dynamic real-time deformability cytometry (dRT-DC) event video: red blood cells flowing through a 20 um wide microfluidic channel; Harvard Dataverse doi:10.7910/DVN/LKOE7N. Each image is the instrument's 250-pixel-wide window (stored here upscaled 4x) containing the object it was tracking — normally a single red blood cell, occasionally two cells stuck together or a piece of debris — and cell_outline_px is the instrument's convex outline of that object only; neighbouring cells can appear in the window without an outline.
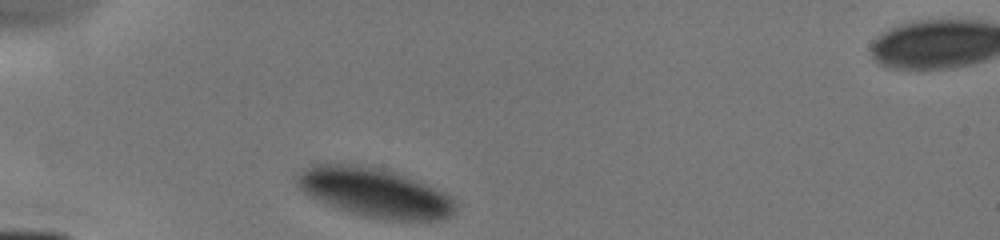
{"species": "human", "species_latin": "Homo sapiens", "temperature_condition": "cold", "stored_images_in_passage": 5, "camera_frame_rate_fps": 3000, "um_per_image_px": 0.085, "donor": {"sex": "male"}, "frame": {"image": 1, "passage_image": 1, "time_ms": 0.0, "image_size_px": [1000, 240], "cell_outline_px": [[456, 212], [440, 220], [384, 220], [360, 216], [336, 208], [308, 196], [296, 184], [296, 176], [300, 168], [316, 164], [360, 164], [384, 168], [416, 180], [444, 192], [452, 196], [456, 200]], "centroid_in_image_um": [31.83, 16.37], "position_along_channel_um": 53.2, "area_um2": 46.01}}
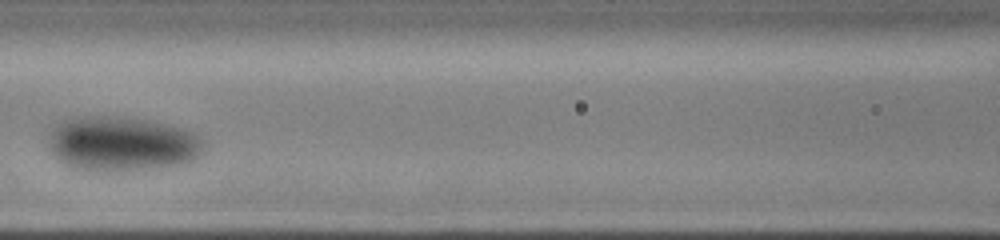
{"frame": {"image": 2, "passage_image": 4, "time_ms": 3.0, "image_size_px": [1000, 240], "cell_outline_px": [[204, 148], [192, 160], [184, 164], [160, 168], [120, 172], [96, 172], [76, 168], [64, 164], [52, 156], [48, 152], [44, 136], [48, 128], [52, 124], [72, 116], [116, 116], [148, 120], [168, 124], [196, 132], [200, 136], [204, 144]], "centroid_in_image_um": [10.23, 12.22], "position_along_channel_um": 156.4, "area_um2": 51.5}}
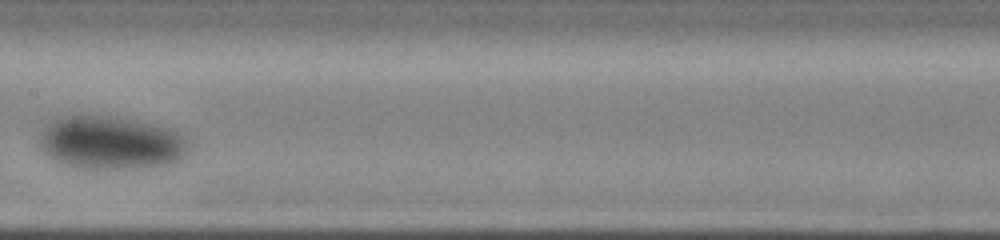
{"frame": {"image": 3, "passage_image": 5, "time_ms": 4.0, "image_size_px": [1000, 240], "cell_outline_px": [[192, 148], [180, 160], [168, 164], [144, 168], [76, 168], [60, 164], [48, 156], [40, 148], [40, 132], [44, 124], [56, 116], [112, 116], [132, 120], [168, 128], [176, 132]], "centroid_in_image_um": [9.35, 12.14], "position_along_channel_um": 198.0, "area_um2": 46.53}}